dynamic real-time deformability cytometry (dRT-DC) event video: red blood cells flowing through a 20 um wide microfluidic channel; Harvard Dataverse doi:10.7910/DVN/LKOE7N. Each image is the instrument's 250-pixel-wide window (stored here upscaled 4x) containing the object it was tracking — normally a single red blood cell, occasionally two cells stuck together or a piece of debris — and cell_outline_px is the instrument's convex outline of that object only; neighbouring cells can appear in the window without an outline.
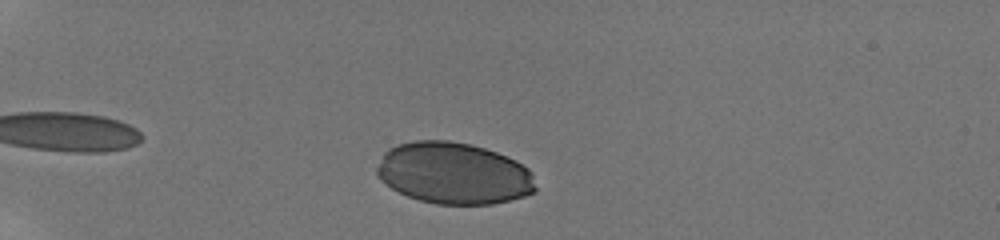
{"species": "human", "species_latin": "Homo sapiens", "temperature_condition": "room temperature", "stored_images_in_passage": 16, "camera_frame_rate_fps": 3000, "um_per_image_px": 0.085, "donor": {"sex": "male"}, "frame": {"image": 1, "passage_image": 1, "time_ms": 0.0, "image_size_px": [1000, 240], "cell_outline_px": [[536, 192], [524, 196], [492, 204], [436, 204], [420, 200], [408, 196], [392, 188], [380, 180], [376, 172], [376, 168], [384, 152], [388, 148], [396, 144], [412, 140], [448, 140], [468, 144], [484, 148], [496, 152], [516, 160], [528, 168], [532, 172], [536, 188]], "centroid_in_image_um": [38.56, 14.72], "position_along_channel_um": 46.4, "area_um2": 57.22}}
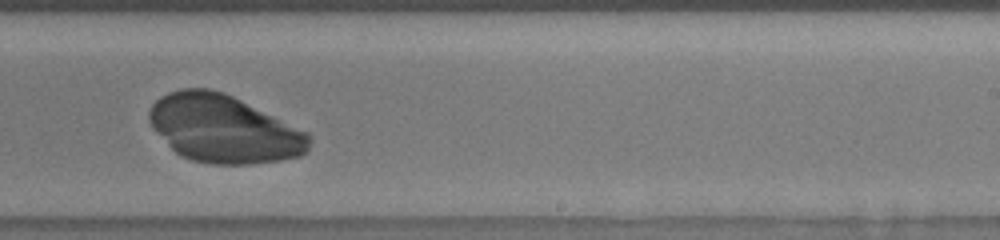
{"frame": {"image": 2, "passage_image": 15, "time_ms": 7.333, "image_size_px": [1000, 240], "cell_outline_px": [[312, 140], [308, 152], [300, 156], [280, 160], [252, 164], [208, 164], [192, 160], [180, 156], [152, 128], [148, 120], [148, 112], [152, 104], [160, 96], [168, 92], [180, 88], [208, 88], [224, 92], [308, 132]], "centroid_in_image_um": [19.01, 10.96], "position_along_channel_um": 270.0, "area_um2": 63.35}}